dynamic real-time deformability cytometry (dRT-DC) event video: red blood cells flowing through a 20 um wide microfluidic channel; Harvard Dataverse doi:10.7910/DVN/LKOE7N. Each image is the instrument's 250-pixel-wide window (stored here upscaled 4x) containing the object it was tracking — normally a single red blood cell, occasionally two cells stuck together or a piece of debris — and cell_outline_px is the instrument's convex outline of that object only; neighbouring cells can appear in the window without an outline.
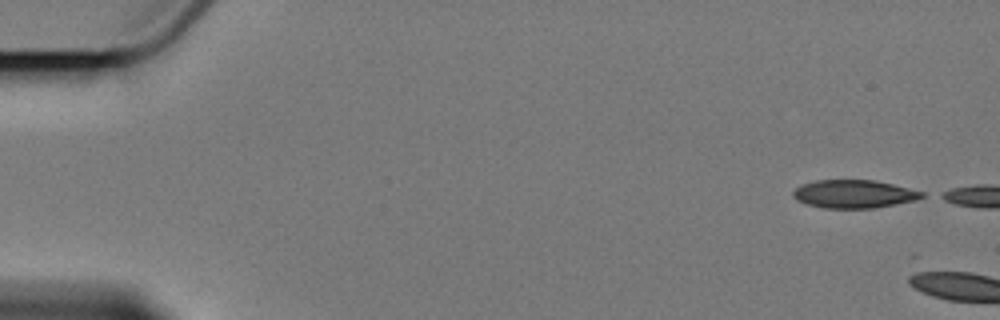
{"species": "Egyptian fruit bat (a non-hibernating species)", "species_latin": "Rousettus aegyptiacus", "temperature_condition": "cold", "stored_images_in_passage": 3, "camera_frame_rate_fps": 3000, "um_per_image_px": 0.085, "animal": {"sex": "female"}, "frame": {"image": 1, "passage_image": 1, "time_ms": 0.0, "image_size_px": [1000, 320], "cell_outline_px": [[924, 196], [916, 200], [876, 208], [824, 208], [808, 204], [796, 200], [792, 196], [792, 192], [796, 188], [804, 184], [816, 180], [872, 180], [892, 184], [924, 192]], "centroid_in_image_um": [72.58, 16.49], "position_along_channel_um": 12.4, "area_um2": 20.98}}